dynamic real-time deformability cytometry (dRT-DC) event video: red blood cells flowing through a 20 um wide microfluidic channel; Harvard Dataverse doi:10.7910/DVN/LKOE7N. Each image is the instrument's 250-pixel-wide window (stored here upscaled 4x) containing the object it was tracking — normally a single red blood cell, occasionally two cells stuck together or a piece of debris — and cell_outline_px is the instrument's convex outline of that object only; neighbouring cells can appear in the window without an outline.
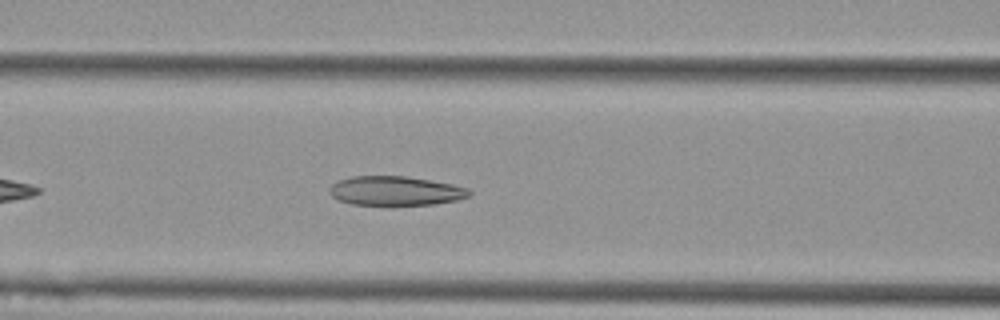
{"species": "Egyptian fruit bat (a non-hibernating species)", "species_latin": "Rousettus aegyptiacus", "temperature_condition": "cold", "stored_images_in_passage": 33, "camera_frame_rate_fps": 3000, "um_per_image_px": 0.085, "animal": {"sex": "female"}, "frame": {"image": 1, "passage_image": 10, "time_ms": 3.0, "image_size_px": [1000, 320], "cell_outline_px": [[472, 192], [468, 196], [456, 200], [432, 204], [352, 204], [340, 200], [332, 196], [328, 192], [328, 188], [332, 184], [340, 180], [352, 176], [404, 176], [452, 184], [468, 188]], "centroid_in_image_um": [33.59, 16.21], "position_along_channel_um": 133.0, "area_um2": 23.41}}
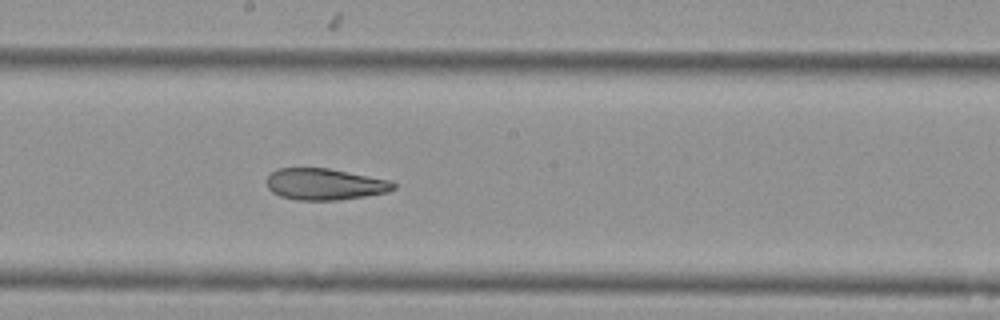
{"frame": {"image": 2, "passage_image": 17, "time_ms": 5.333, "image_size_px": [1000, 320], "cell_outline_px": [[396, 188], [388, 192], [364, 196], [336, 200], [296, 200], [280, 196], [272, 192], [268, 188], [268, 176], [272, 172], [280, 168], [328, 168], [392, 180], [396, 184]], "centroid_in_image_um": [27.64, 15.66], "position_along_channel_um": 220.6, "area_um2": 23.24}}
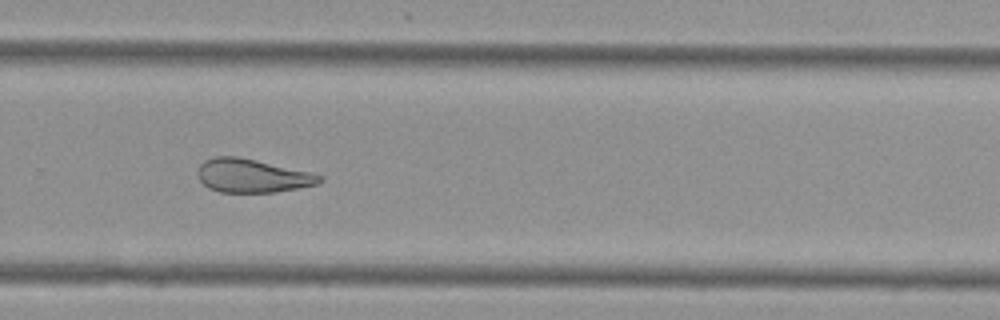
{"frame": {"image": 3, "passage_image": 24, "time_ms": 7.667, "image_size_px": [1000, 320], "cell_outline_px": [[324, 180], [316, 184], [276, 192], [220, 192], [208, 188], [200, 180], [196, 172], [200, 164], [204, 160], [216, 156], [236, 156], [256, 160], [312, 172], [324, 176]], "centroid_in_image_um": [21.43, 14.93], "position_along_channel_um": 308.4, "area_um2": 23.87}, "authors_computed_cell_mechanics": {"area_um2": 24.276, "velocity_mm_per_s": 3.7732, "shape_relaxation_time_tau1_ms": null, "shape_relaxation_time_tau2_ms": 2.8827, "deformation_change_tau1": null, "deformation_change_tau2": 0.1007}}